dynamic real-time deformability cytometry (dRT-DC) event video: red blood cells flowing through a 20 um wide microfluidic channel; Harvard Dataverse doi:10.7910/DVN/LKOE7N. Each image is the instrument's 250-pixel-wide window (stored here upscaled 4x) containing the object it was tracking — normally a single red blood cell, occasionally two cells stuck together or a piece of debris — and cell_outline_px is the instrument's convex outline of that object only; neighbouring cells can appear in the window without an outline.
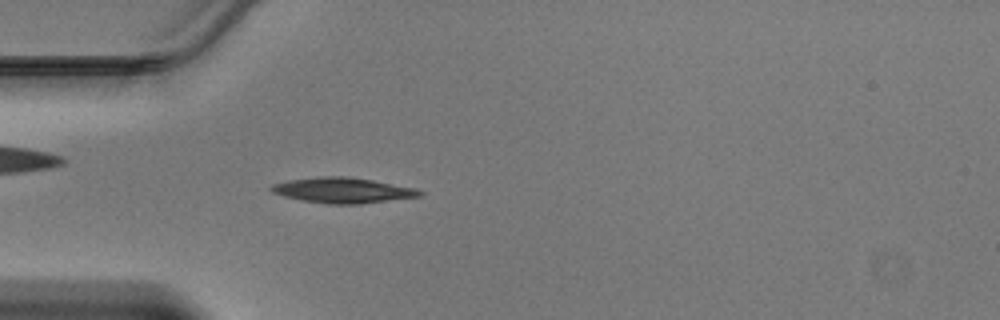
{"species": "Egyptian fruit bat (a non-hibernating species)", "species_latin": "Rousettus aegyptiacus", "temperature_condition": "warm", "stored_images_in_passage": 40, "camera_frame_rate_fps": 3000, "um_per_image_px": 0.085, "animal": {"sex": "male"}, "frame": {"image": 1, "passage_image": 7, "time_ms": 2.0, "image_size_px": [1000, 320], "cell_outline_px": [[424, 192], [420, 196], [360, 204], [328, 204], [300, 200], [284, 196], [272, 192], [268, 188], [272, 184], [292, 180], [320, 176], [344, 176], [372, 180], [416, 188]], "centroid_in_image_um": [29.12, 16.18], "position_along_channel_um": 55.9, "area_um2": 21.85}}
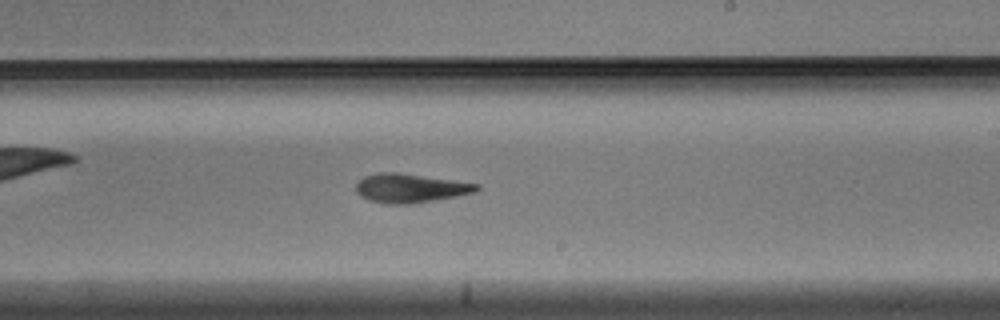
{"frame": {"image": 2, "passage_image": 21, "time_ms": 6.667, "image_size_px": [1000, 320], "cell_outline_px": [[480, 188], [476, 192], [456, 196], [412, 204], [388, 204], [368, 200], [360, 196], [356, 192], [356, 184], [364, 176], [376, 172], [400, 172], [480, 184]], "centroid_in_image_um": [34.86, 15.99], "position_along_channel_um": 254.1, "area_um2": 20.52}}
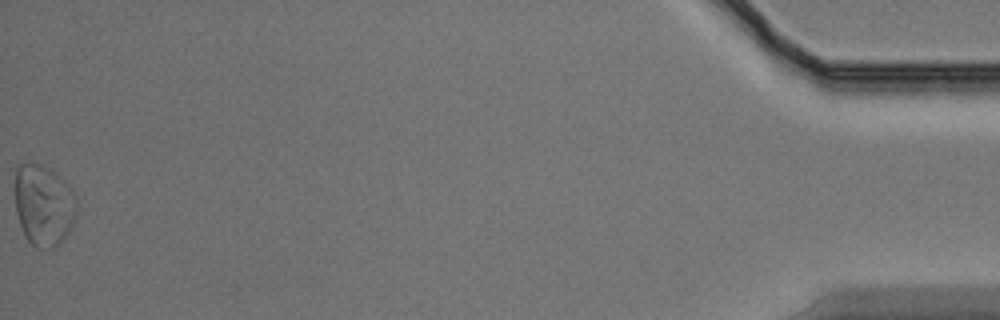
{"frame": {"image": 3, "passage_image": 40, "time_ms": 13.0, "image_size_px": [1000, 320], "cell_outline_px": [[76, 216], [68, 232], [60, 244], [56, 248], [36, 248], [28, 240], [20, 224], [16, 212], [16, 168], [20, 164], [40, 164], [56, 172], [72, 188], [76, 196]], "centroid_in_image_um": [3.74, 17.44], "position_along_channel_um": 431.5, "area_um2": 29.19}}